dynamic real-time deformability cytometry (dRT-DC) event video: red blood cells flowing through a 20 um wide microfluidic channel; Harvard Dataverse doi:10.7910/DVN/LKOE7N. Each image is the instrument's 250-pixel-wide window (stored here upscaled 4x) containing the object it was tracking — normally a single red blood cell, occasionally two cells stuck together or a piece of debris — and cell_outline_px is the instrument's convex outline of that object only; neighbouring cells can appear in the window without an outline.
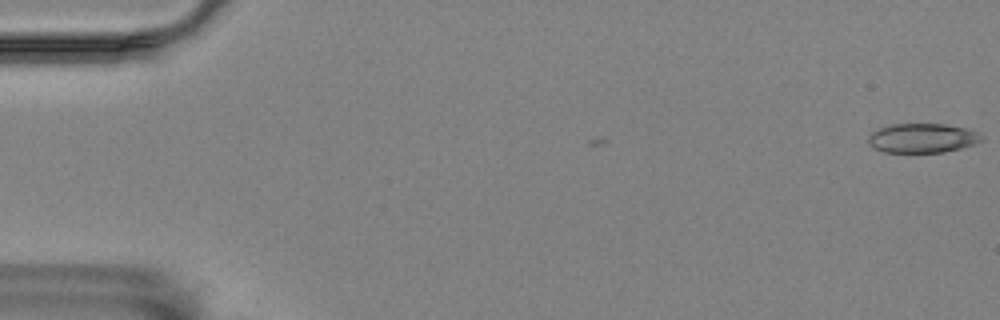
{"species": "Egyptian fruit bat (a non-hibernating species)", "species_latin": "Rousettus aegyptiacus", "temperature_condition": "room temperature", "stored_images_in_passage": 2, "camera_frame_rate_fps": 3000, "um_per_image_px": 0.085, "animal": {"sex": "female"}, "frame": {"image": 1, "passage_image": 2, "time_ms": 0.333, "image_size_px": [1000, 320], "cell_outline_px": [[984, 140], [960, 148], [944, 152], [884, 152], [876, 148], [868, 140], [868, 136], [872, 132], [880, 128], [892, 124], [944, 124], [968, 128], [980, 132], [984, 136]], "centroid_in_image_um": [78.47, 11.73], "position_along_channel_um": 6.5, "area_um2": 19.31}}